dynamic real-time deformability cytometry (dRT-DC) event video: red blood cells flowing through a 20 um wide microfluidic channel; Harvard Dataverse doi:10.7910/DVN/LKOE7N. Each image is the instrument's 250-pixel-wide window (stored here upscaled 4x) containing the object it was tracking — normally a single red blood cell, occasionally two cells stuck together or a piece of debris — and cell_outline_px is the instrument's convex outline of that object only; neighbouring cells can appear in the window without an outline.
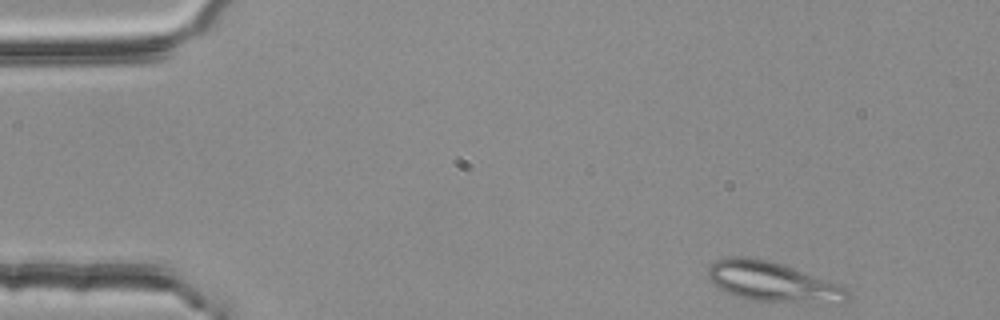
{"species": "common noctule bat (a hibernating species)", "species_latin": "Nyctalus noctula", "temperature_condition": "room temperature", "stored_images_in_passage": 46, "segment_of_instrument_passage": [1, 2], "camera_frame_rate_fps": 3000, "um_per_image_px": 0.085, "animal": {"sex": "female", "body_mass_g": 25.1}, "frame": {"image": 1, "passage_image": 1, "time_ms": 0.0, "image_size_px": [1000, 320], "cell_outline_px": [[848, 300], [844, 304], [808, 304], [752, 300], [724, 292], [708, 276], [708, 268], [716, 260], [728, 256], [748, 256], [768, 260], [840, 284], [848, 288]], "centroid_in_image_um": [65.76, 23.99], "position_along_channel_um": 19.2, "area_um2": 32.77}}